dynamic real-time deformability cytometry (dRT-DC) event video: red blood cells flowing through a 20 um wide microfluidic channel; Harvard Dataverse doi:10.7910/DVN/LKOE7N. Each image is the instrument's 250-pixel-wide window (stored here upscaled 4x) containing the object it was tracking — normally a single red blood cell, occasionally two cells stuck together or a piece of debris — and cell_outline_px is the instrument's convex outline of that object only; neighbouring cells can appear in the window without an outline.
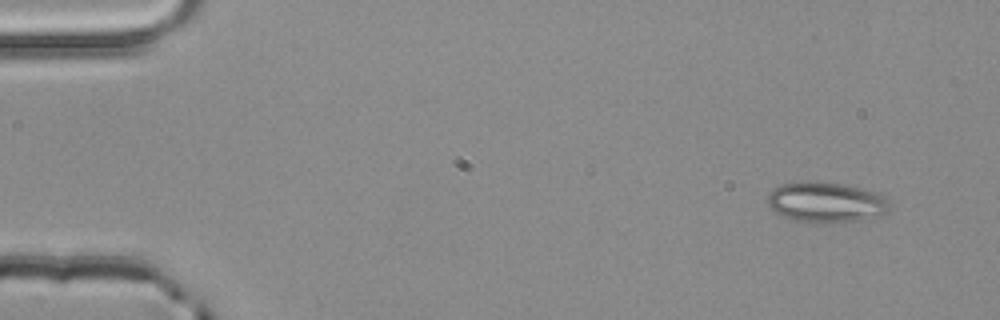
{"species": "common noctule bat (a hibernating species)", "species_latin": "Nyctalus noctula", "temperature_condition": "room temperature", "stored_images_in_passage": 3, "camera_frame_rate_fps": 3000, "um_per_image_px": 0.085, "animal": {"sex": "male", "body_mass_g": 20.4}, "frame": {"image": 1, "passage_image": 1, "time_ms": 0.0, "image_size_px": [1000, 320], "cell_outline_px": [[892, 208], [888, 212], [876, 216], [856, 220], [796, 220], [784, 216], [776, 212], [768, 204], [768, 192], [772, 188], [780, 184], [804, 180], [808, 180], [840, 184], [876, 192], [884, 196], [888, 200]], "centroid_in_image_um": [70.2, 17.13], "position_along_channel_um": 14.8, "area_um2": 27.98}}
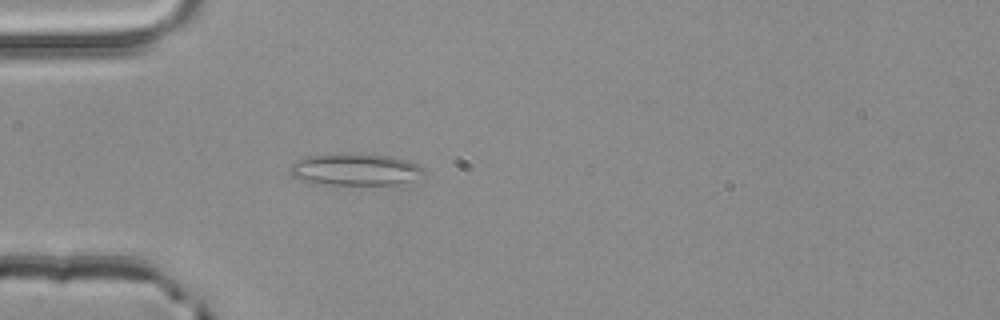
{"frame": {"image": 2, "passage_image": 3, "time_ms": 0.667, "image_size_px": [1000, 320], "cell_outline_px": [[424, 168], [412, 180], [396, 184], [332, 184], [304, 180], [292, 176], [288, 172], [292, 164], [296, 160], [308, 156], [392, 156], [416, 164]], "centroid_in_image_um": [30.15, 14.44], "position_along_channel_um": 54.8, "area_um2": 23.24}}